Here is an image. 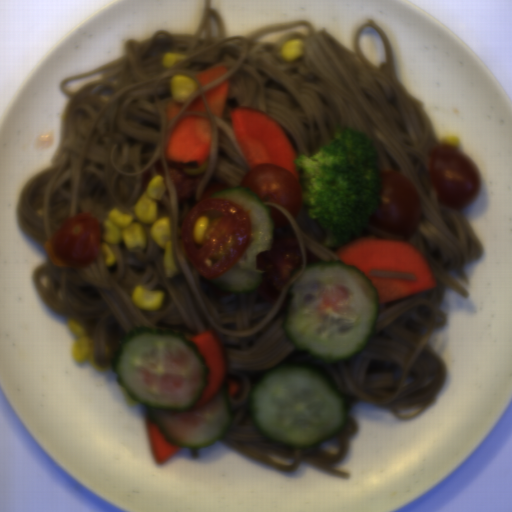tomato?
<instances>
[{
  "instance_id": "tomato-2",
  "label": "tomato",
  "mask_w": 512,
  "mask_h": 512,
  "mask_svg": "<svg viewBox=\"0 0 512 512\" xmlns=\"http://www.w3.org/2000/svg\"><path fill=\"white\" fill-rule=\"evenodd\" d=\"M426 167L439 205L464 211L480 190L481 174L475 160L454 146L432 147Z\"/></svg>"
},
{
  "instance_id": "tomato-4",
  "label": "tomato",
  "mask_w": 512,
  "mask_h": 512,
  "mask_svg": "<svg viewBox=\"0 0 512 512\" xmlns=\"http://www.w3.org/2000/svg\"><path fill=\"white\" fill-rule=\"evenodd\" d=\"M103 225L88 212L65 217L59 230L50 236V246L57 258L71 266L84 268L93 264L101 250Z\"/></svg>"
},
{
  "instance_id": "tomato-6",
  "label": "tomato",
  "mask_w": 512,
  "mask_h": 512,
  "mask_svg": "<svg viewBox=\"0 0 512 512\" xmlns=\"http://www.w3.org/2000/svg\"><path fill=\"white\" fill-rule=\"evenodd\" d=\"M303 262L298 240L281 238L273 241L271 249L256 252L255 268L263 270L256 295L270 301L278 298L288 278L300 270Z\"/></svg>"
},
{
  "instance_id": "tomato-5",
  "label": "tomato",
  "mask_w": 512,
  "mask_h": 512,
  "mask_svg": "<svg viewBox=\"0 0 512 512\" xmlns=\"http://www.w3.org/2000/svg\"><path fill=\"white\" fill-rule=\"evenodd\" d=\"M260 201H272L294 217L303 207V190L299 180L288 169L273 163L248 170L238 183Z\"/></svg>"
},
{
  "instance_id": "tomato-7",
  "label": "tomato",
  "mask_w": 512,
  "mask_h": 512,
  "mask_svg": "<svg viewBox=\"0 0 512 512\" xmlns=\"http://www.w3.org/2000/svg\"><path fill=\"white\" fill-rule=\"evenodd\" d=\"M171 183L175 189L178 199L182 202L191 199L203 178H189L174 167H168Z\"/></svg>"
},
{
  "instance_id": "tomato-1",
  "label": "tomato",
  "mask_w": 512,
  "mask_h": 512,
  "mask_svg": "<svg viewBox=\"0 0 512 512\" xmlns=\"http://www.w3.org/2000/svg\"><path fill=\"white\" fill-rule=\"evenodd\" d=\"M228 187L229 183L216 181L181 223L186 258L210 281L235 265L252 239L251 211L230 199L211 197Z\"/></svg>"
},
{
  "instance_id": "tomato-8",
  "label": "tomato",
  "mask_w": 512,
  "mask_h": 512,
  "mask_svg": "<svg viewBox=\"0 0 512 512\" xmlns=\"http://www.w3.org/2000/svg\"><path fill=\"white\" fill-rule=\"evenodd\" d=\"M267 213L272 220V225L275 227H282L289 224L286 215L280 209L269 206L267 207Z\"/></svg>"
},
{
  "instance_id": "tomato-3",
  "label": "tomato",
  "mask_w": 512,
  "mask_h": 512,
  "mask_svg": "<svg viewBox=\"0 0 512 512\" xmlns=\"http://www.w3.org/2000/svg\"><path fill=\"white\" fill-rule=\"evenodd\" d=\"M380 173V199L369 217L377 229L410 237L421 217L422 202L414 182L402 172L383 168Z\"/></svg>"
}]
</instances>
